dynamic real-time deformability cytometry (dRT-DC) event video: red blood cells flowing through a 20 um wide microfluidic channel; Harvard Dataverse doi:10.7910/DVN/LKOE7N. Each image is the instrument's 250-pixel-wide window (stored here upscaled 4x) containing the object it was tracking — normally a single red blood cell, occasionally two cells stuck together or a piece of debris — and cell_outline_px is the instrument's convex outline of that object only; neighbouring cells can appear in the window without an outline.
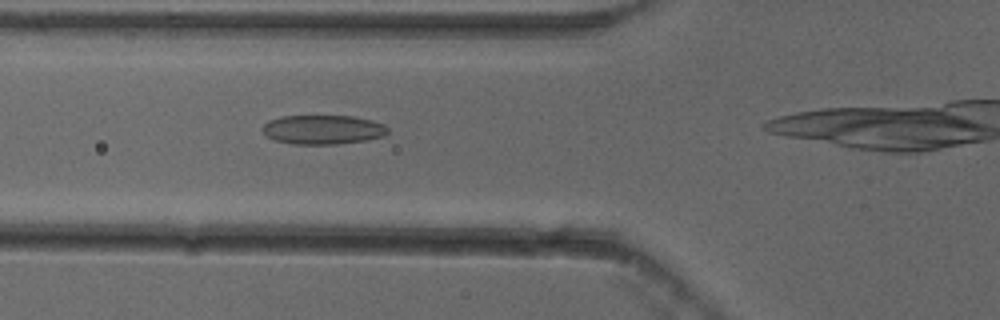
{"species": "common noctule bat (a hibernating species)", "species_latin": "Nyctalus noctula", "temperature_condition": "cold", "stored_images_in_passage": 28, "camera_frame_rate_fps": 3000, "um_per_image_px": 0.085, "animal": {"sex": "female"}, "frame": {"image": 1, "passage_image": 4, "time_ms": 1.0, "image_size_px": [1000, 320], "cell_outline_px": [[388, 132], [384, 136], [364, 140], [336, 144], [292, 144], [276, 140], [268, 136], [260, 128], [268, 120], [280, 116], [352, 116], [372, 120], [384, 124], [388, 128]], "centroid_in_image_um": [27.44, 11.01], "position_along_channel_um": 98.4, "area_um2": 21.33}}
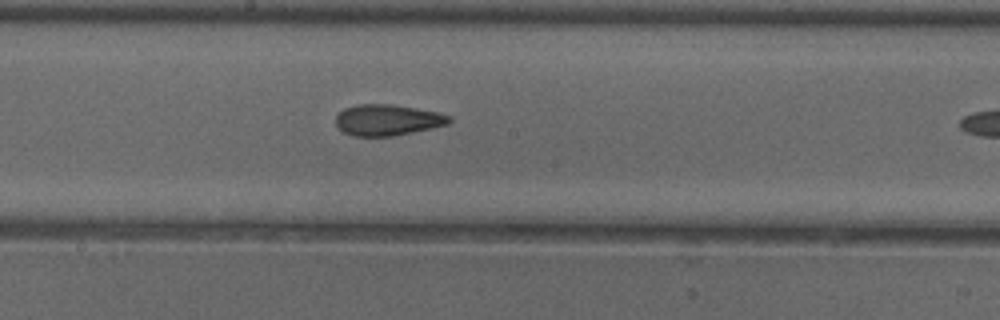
{"frame": {"image": 2, "passage_image": 13, "time_ms": 4.0, "image_size_px": [1000, 320], "cell_outline_px": [[452, 120], [448, 124], [432, 128], [392, 136], [352, 136], [344, 132], [336, 124], [336, 116], [344, 108], [356, 104], [392, 104], [416, 108], [436, 112], [452, 116]], "centroid_in_image_um": [32.94, 10.19], "position_along_channel_um": 215.3, "area_um2": 20.52}}
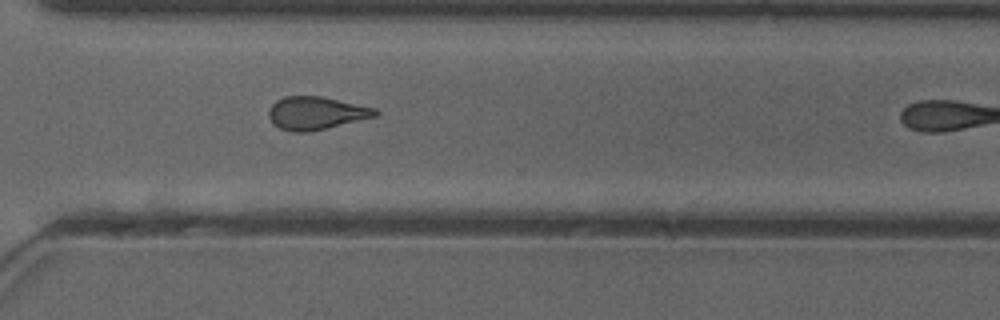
{"frame": {"image": 3, "passage_image": 23, "time_ms": 7.333, "image_size_px": [1000, 320], "cell_outline_px": [[380, 112], [376, 116], [312, 132], [292, 132], [280, 128], [272, 124], [268, 116], [268, 112], [272, 104], [276, 100], [284, 96], [320, 96], [376, 108]], "centroid_in_image_um": [26.84, 9.62], "position_along_channel_um": 343.8, "area_um2": 20.58}}